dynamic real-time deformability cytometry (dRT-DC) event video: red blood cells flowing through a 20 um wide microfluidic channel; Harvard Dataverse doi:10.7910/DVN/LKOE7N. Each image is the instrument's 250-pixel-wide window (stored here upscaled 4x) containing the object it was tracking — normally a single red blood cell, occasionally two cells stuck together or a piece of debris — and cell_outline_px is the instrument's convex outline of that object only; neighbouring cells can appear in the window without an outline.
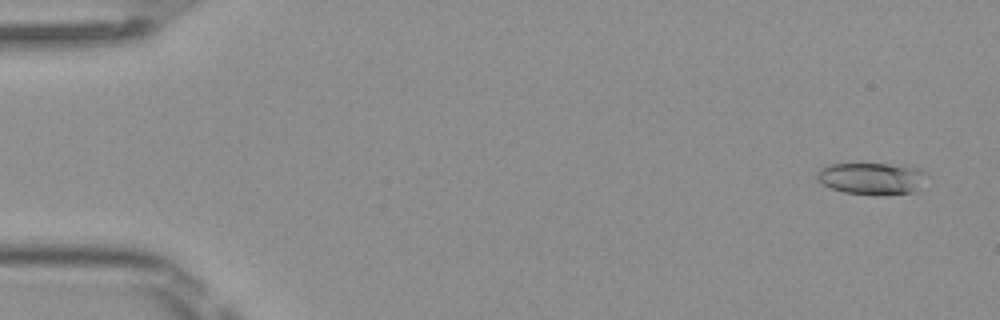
{"species": "Egyptian fruit bat (a non-hibernating species)", "species_latin": "Rousettus aegyptiacus", "temperature_condition": "room temperature", "stored_images_in_passage": 51, "camera_frame_rate_fps": 3000, "um_per_image_px": 0.085, "frame": {"image": 1, "passage_image": 3, "time_ms": 0.667, "image_size_px": [1000, 320], "cell_outline_px": [[928, 176], [916, 192], [844, 192], [832, 188], [824, 184], [816, 176], [820, 168], [828, 164], [888, 164], [916, 168], [924, 172]], "centroid_in_image_um": [74.09, 15.12], "position_along_channel_um": 10.9, "area_um2": 19.36}}
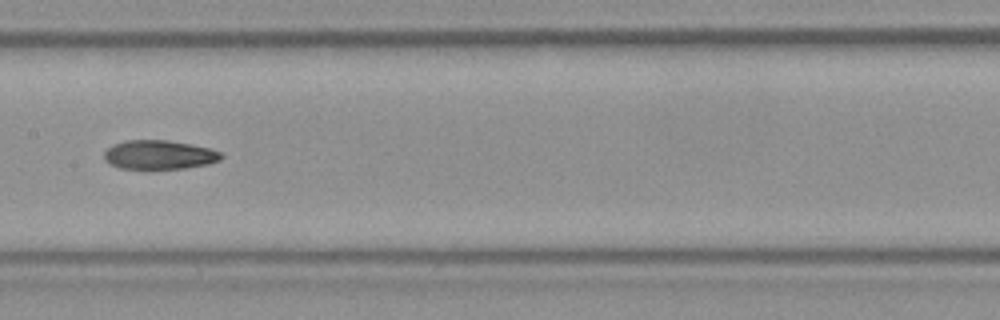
{"frame": {"image": 2, "passage_image": 26, "time_ms": 8.333, "image_size_px": [1000, 320], "cell_outline_px": [[224, 156], [220, 160], [208, 164], [184, 168], [120, 168], [104, 160], [104, 152], [112, 144], [124, 140], [168, 140], [192, 144], [208, 148], [220, 152]], "centroid_in_image_um": [13.53, 13.14], "position_along_channel_um": 193.9, "area_um2": 19.71}}
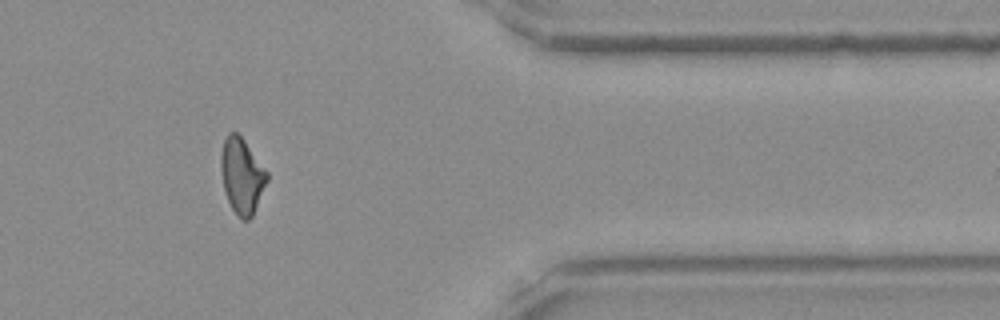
{"frame": {"image": 3, "passage_image": 42, "time_ms": 13.667, "image_size_px": [1000, 320], "cell_outline_px": [[268, 180], [252, 216], [248, 220], [240, 220], [236, 216], [228, 200], [224, 188], [220, 168], [220, 156], [224, 140], [228, 132], [236, 132], [244, 140], [268, 172]], "centroid_in_image_um": [20.55, 14.95], "position_along_channel_um": 390.8, "area_um2": 20.23}, "authors_computed_cell_mechanics": {"area_um2": 20.3456, "velocity_mm_per_s": 4.0878, "shape_relaxation_time_tau1_ms": 3.8936, "shape_relaxation_time_tau2_ms": 4.2455, "deformation_change_tau1": 0.1549, "deformation_change_tau2": 0.1278}}